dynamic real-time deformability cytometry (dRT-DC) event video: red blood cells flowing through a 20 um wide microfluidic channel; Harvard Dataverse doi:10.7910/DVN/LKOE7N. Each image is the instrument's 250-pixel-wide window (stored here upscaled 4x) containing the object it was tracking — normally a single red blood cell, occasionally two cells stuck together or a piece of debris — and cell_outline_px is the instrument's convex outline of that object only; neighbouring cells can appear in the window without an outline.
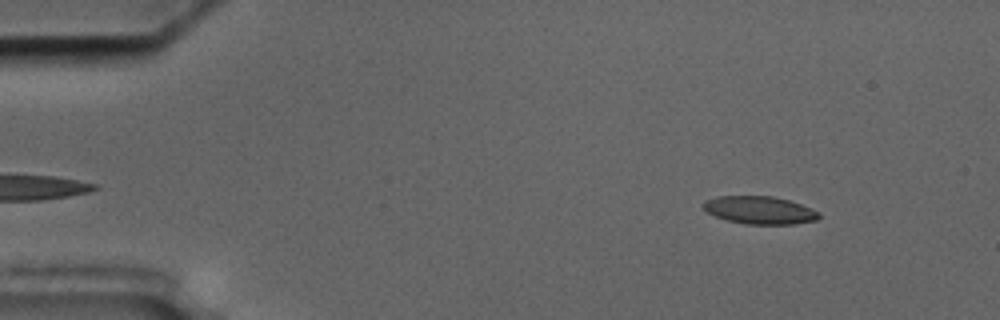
{"species": "common noctule bat (a hibernating species)", "species_latin": "Nyctalus noctula", "temperature_condition": "cold", "stored_images_in_passage": 55, "camera_frame_rate_fps": 3000, "um_per_image_px": 0.085, "animal": {"sex": "male", "body_mass_g": 17.5, "forearm_length_mm": 52.3}, "frame": {"image": 1, "passage_image": 5, "time_ms": 1.333, "image_size_px": [1000, 320], "cell_outline_px": [[820, 216], [816, 220], [792, 224], [744, 224], [728, 220], [716, 216], [708, 212], [700, 204], [704, 200], [716, 196], [772, 196], [788, 200], [800, 204], [820, 212]], "centroid_in_image_um": [64.54, 17.85], "position_along_channel_um": 20.5, "area_um2": 18.67}}
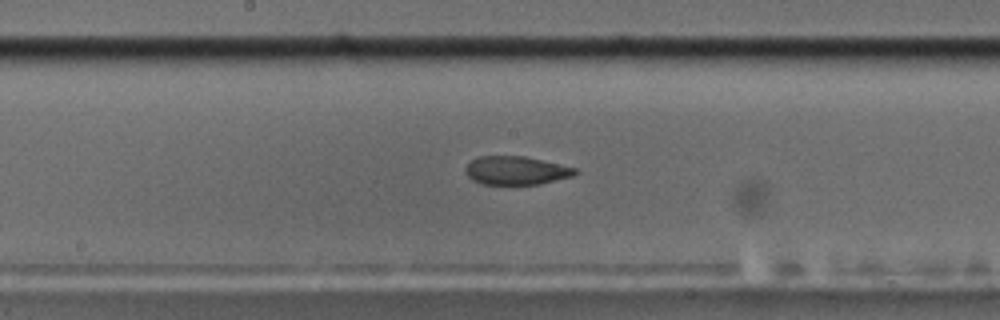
{"frame": {"image": 2, "passage_image": 28, "time_ms": 9.0, "image_size_px": [1000, 320], "cell_outline_px": [[580, 172], [572, 176], [540, 184], [480, 184], [472, 180], [468, 176], [464, 168], [472, 160], [480, 156], [524, 156], [576, 168]], "centroid_in_image_um": [43.86, 14.5], "position_along_channel_um": 204.3, "area_um2": 18.09}}
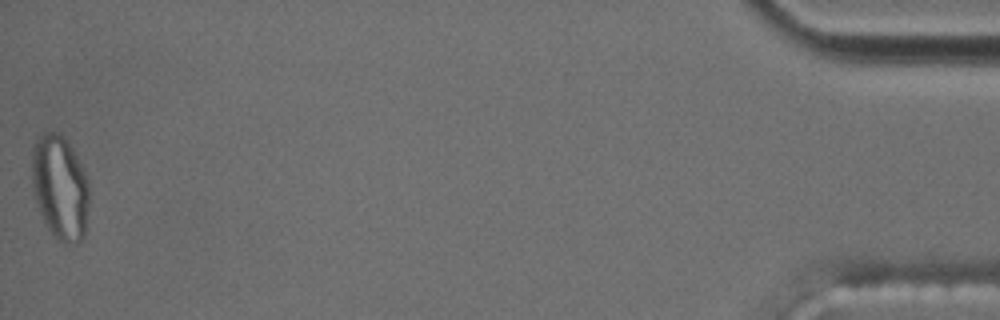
{"frame": {"image": 3, "passage_image": 55, "time_ms": 18.0, "image_size_px": [1000, 320], "cell_outline_px": [[88, 204], [84, 236], [76, 244], [64, 244], [56, 240], [52, 236], [40, 212], [36, 200], [32, 184], [32, 148], [36, 140], [44, 132], [60, 132], [64, 136], [72, 148], [88, 180]], "centroid_in_image_um": [5.09, 15.94], "position_along_channel_um": 430.1, "area_um2": 34.85}, "authors_computed_cell_mechanics": {"area_um2": 19.5364, "velocity_mm_per_s": 3.5505, "shape_relaxation_time_tau1_ms": null, "shape_relaxation_time_tau2_ms": 2.1255, "deformation_change_tau1": null, "deformation_change_tau2": 0.0843}}